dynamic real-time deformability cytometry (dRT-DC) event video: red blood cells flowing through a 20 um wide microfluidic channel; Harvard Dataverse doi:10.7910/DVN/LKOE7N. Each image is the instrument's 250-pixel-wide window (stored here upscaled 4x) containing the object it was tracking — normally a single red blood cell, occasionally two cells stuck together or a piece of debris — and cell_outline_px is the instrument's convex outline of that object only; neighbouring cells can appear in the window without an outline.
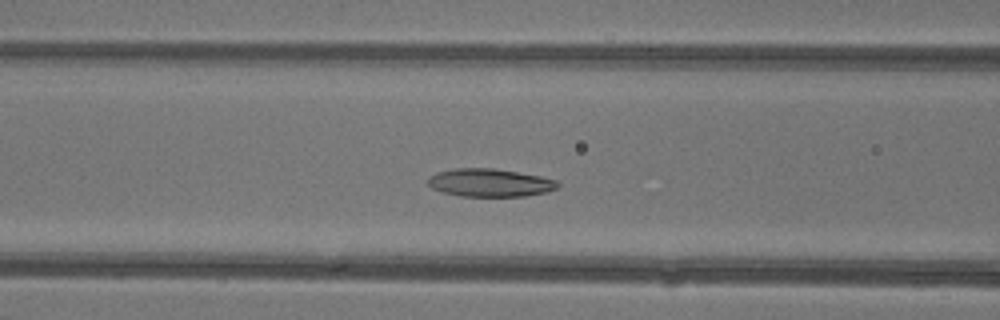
{"species": "common noctule bat (a hibernating species)", "species_latin": "Nyctalus noctula", "temperature_condition": "warm", "stored_images_in_passage": 36, "camera_frame_rate_fps": 3000, "um_per_image_px": 0.085, "animal": {"sex": "female"}, "frame": {"image": 1, "passage_image": 7, "time_ms": 2.0, "image_size_px": [1000, 320], "cell_outline_px": [[560, 184], [556, 188], [548, 192], [524, 196], [460, 196], [444, 192], [432, 188], [428, 184], [428, 176], [436, 172], [456, 168], [492, 168], [540, 176], [556, 180]], "centroid_in_image_um": [41.63, 15.53], "position_along_channel_um": 125.0, "area_um2": 21.1}}
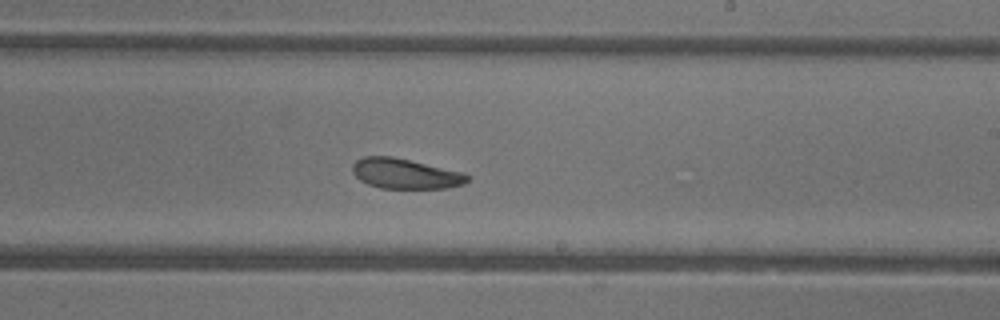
{"frame": {"image": 2, "passage_image": 16, "time_ms": 5.0, "image_size_px": [1000, 320], "cell_outline_px": [[472, 176], [464, 184], [448, 188], [380, 188], [368, 184], [360, 180], [352, 172], [352, 164], [356, 160], [364, 156], [392, 156], [464, 172]], "centroid_in_image_um": [34.47, 14.76], "position_along_channel_um": 254.5, "area_um2": 20.35}}
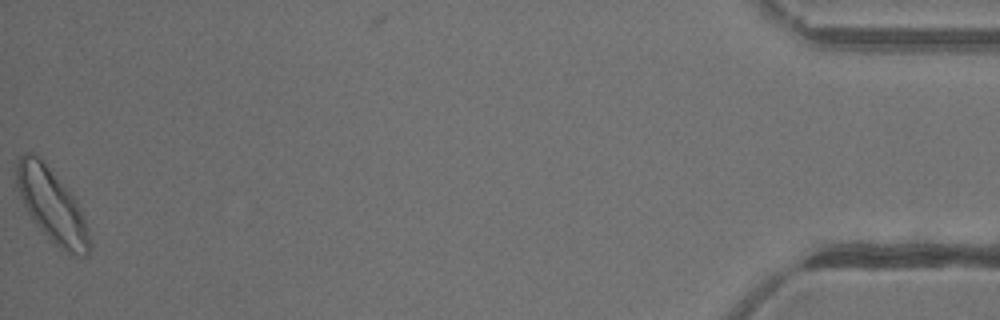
{"frame": {"image": 3, "passage_image": 35, "time_ms": 11.333, "image_size_px": [1000, 320], "cell_outline_px": [[92, 244], [88, 256], [72, 256], [64, 252], [32, 220], [20, 196], [16, 184], [16, 160], [24, 152], [32, 152], [72, 192], [84, 216]], "centroid_in_image_um": [4.44, 17.5], "position_along_channel_um": 430.8, "area_um2": 31.1}, "authors_computed_cell_mechanics": {"area_um2": 21.4149, "velocity_mm_per_s": 4.3394, "shape_relaxation_time_tau1_ms": 3.8002, "shape_relaxation_time_tau2_ms": null, "deformation_change_tau1": 0.1097, "deformation_change_tau2": null}}